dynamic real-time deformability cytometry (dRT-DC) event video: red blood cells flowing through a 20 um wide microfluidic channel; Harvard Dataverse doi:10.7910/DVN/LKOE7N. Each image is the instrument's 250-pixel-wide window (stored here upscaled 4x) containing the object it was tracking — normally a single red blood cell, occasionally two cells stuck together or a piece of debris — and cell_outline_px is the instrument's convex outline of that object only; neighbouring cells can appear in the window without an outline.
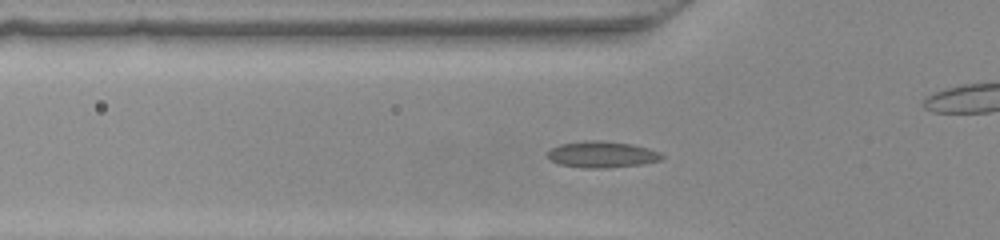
{"species": "common noctule bat (a hibernating species)", "species_latin": "Nyctalus noctula", "temperature_condition": "warm", "stored_images_in_passage": 44, "camera_frame_rate_fps": 3000, "um_per_image_px": 0.085, "animal": {"sex": "female", "body_mass_g": 22.0, "forearm_length_mm": 56.7}, "frame": {"image": 1, "passage_image": 11, "time_ms": 3.333, "image_size_px": [1000, 240], "cell_outline_px": [[664, 156], [660, 160], [640, 164], [604, 168], [584, 168], [560, 164], [552, 160], [548, 156], [548, 152], [552, 148], [560, 144], [584, 140], [600, 140], [632, 144], [648, 148], [660, 152]], "centroid_in_image_um": [51.17, 13.12], "position_along_channel_um": 74.6, "area_um2": 17.4}}
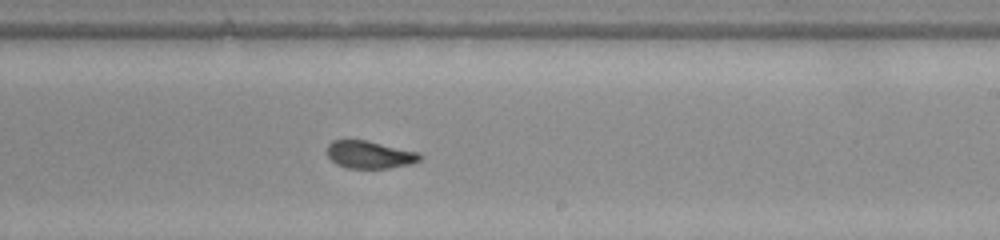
{"frame": {"image": 2, "passage_image": 24, "time_ms": 7.667, "image_size_px": [1000, 240], "cell_outline_px": [[424, 156], [420, 160], [412, 164], [388, 168], [348, 168], [336, 164], [328, 156], [328, 144], [332, 140], [368, 140], [420, 152]], "centroid_in_image_um": [31.47, 13.14], "position_along_channel_um": 257.5, "area_um2": 15.09}}
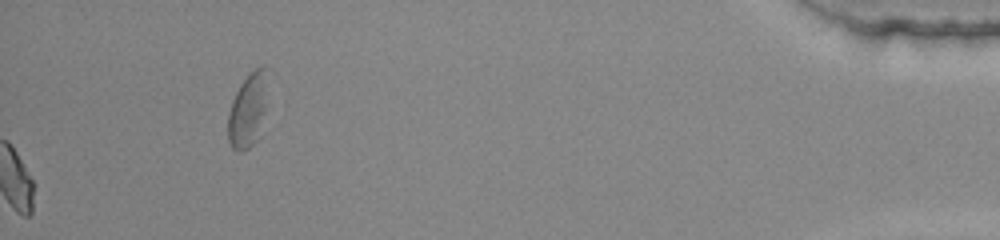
{"frame": {"image": 3, "passage_image": 44, "time_ms": 14.333, "image_size_px": [1000, 240], "cell_outline_px": [[272, 72], [264, 108], [256, 140], [248, 148], [240, 152], [232, 148], [228, 140], [228, 112], [232, 100], [240, 84], [256, 68], [264, 64], [272, 68]], "centroid_in_image_um": [21.11, 9.23], "position_along_channel_um": 414.1, "area_um2": 17.4}}